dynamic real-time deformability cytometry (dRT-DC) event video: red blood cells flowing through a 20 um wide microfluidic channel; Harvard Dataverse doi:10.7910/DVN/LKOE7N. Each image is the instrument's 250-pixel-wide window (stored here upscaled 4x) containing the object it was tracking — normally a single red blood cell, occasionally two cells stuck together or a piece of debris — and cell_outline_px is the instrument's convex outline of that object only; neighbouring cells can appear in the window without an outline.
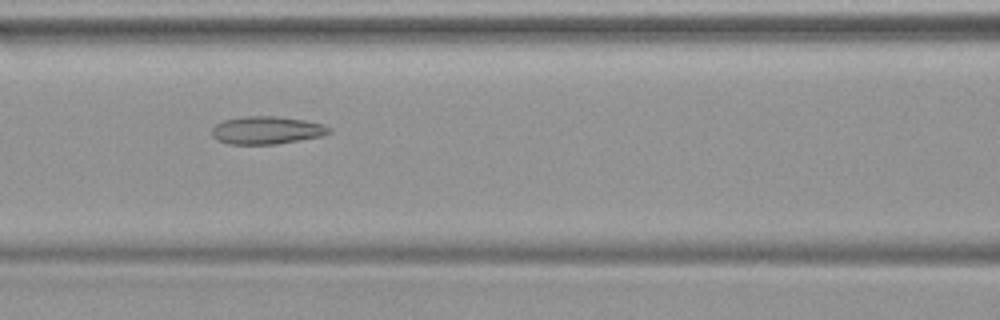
{"species": "common noctule bat (a hibernating species)", "species_latin": "Nyctalus noctula", "temperature_condition": "warm", "stored_images_in_passage": 46, "camera_frame_rate_fps": 3000, "um_per_image_px": 0.085, "animal": {"sex": "female", "body_mass_g": 19.9}, "frame": {"image": 1, "passage_image": 21, "time_ms": 6.667, "image_size_px": [1000, 320], "cell_outline_px": [[332, 132], [324, 136], [276, 144], [228, 144], [216, 140], [212, 136], [212, 128], [216, 124], [224, 120], [244, 116], [276, 116], [304, 120], [324, 124], [332, 128]], "centroid_in_image_um": [22.7, 11.07], "position_along_channel_um": 143.9, "area_um2": 19.19}}
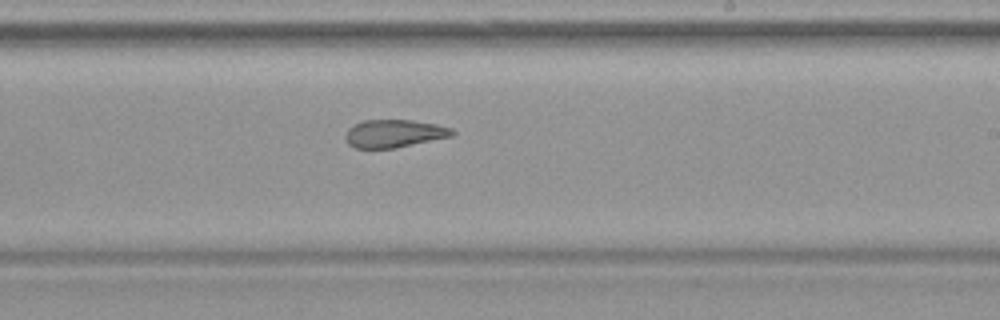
{"frame": {"image": 2, "passage_image": 29, "time_ms": 9.333, "image_size_px": [1000, 320], "cell_outline_px": [[456, 132], [452, 136], [396, 148], [356, 148], [348, 144], [344, 136], [348, 128], [364, 120], [412, 120], [436, 124], [452, 128]], "centroid_in_image_um": [33.51, 11.35], "position_along_channel_um": 255.5, "area_um2": 17.34}}
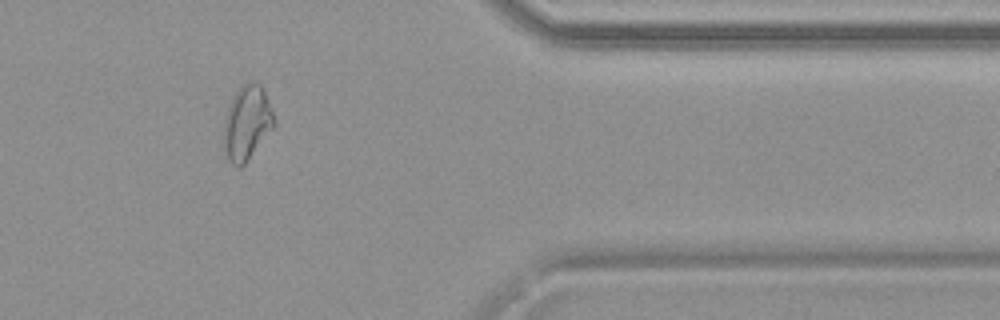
{"frame": {"image": 3, "passage_image": 40, "time_ms": 13.0, "image_size_px": [1000, 320], "cell_outline_px": [[276, 124], [244, 164], [240, 168], [236, 168], [228, 160], [224, 148], [224, 120], [228, 108], [240, 84], [260, 84], [264, 88], [276, 120]], "centroid_in_image_um": [21.0, 10.46], "position_along_channel_um": 390.4, "area_um2": 21.62}}